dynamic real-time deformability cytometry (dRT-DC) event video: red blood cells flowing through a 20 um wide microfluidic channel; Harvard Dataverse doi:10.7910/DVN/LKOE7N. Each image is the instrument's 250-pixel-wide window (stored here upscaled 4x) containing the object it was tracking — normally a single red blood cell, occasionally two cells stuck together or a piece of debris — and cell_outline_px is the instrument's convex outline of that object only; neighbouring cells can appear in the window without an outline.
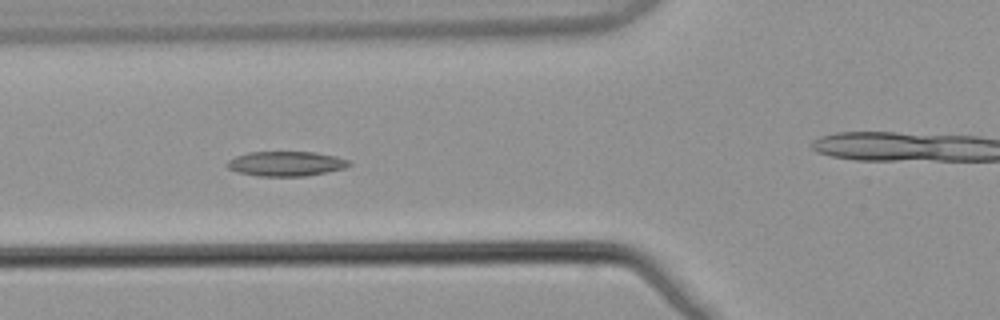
{"species": "common noctule bat (a hibernating species)", "species_latin": "Nyctalus noctula", "temperature_condition": "warm", "stored_images_in_passage": 36, "camera_frame_rate_fps": 3000, "um_per_image_px": 0.085, "animal": {"sex": "male", "body_mass_g": 21.5, "forearm_length_mm": 52.0}, "frame": {"image": 1, "passage_image": 22, "time_ms": 7.0, "image_size_px": [1000, 320], "cell_outline_px": [[352, 164], [344, 168], [308, 176], [256, 176], [240, 172], [228, 168], [224, 164], [228, 160], [236, 156], [248, 152], [312, 152], [336, 156], [348, 160]], "centroid_in_image_um": [24.29, 13.91], "position_along_channel_um": 101.5, "area_um2": 17.57}}
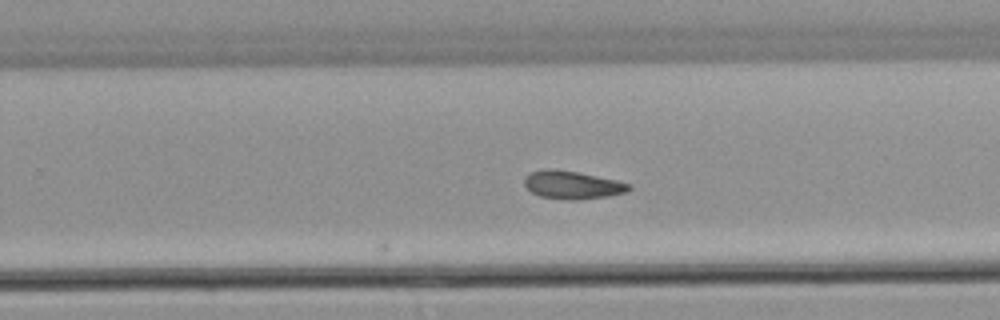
{"frame": {"image": 2, "passage_image": 36, "time_ms": 11.667, "image_size_px": [1000, 320], "cell_outline_px": [[632, 188], [628, 192], [608, 196], [580, 200], [568, 200], [540, 196], [532, 192], [524, 184], [524, 176], [528, 172], [544, 168], [552, 168], [576, 172], [616, 180], [632, 184]], "centroid_in_image_um": [48.64, 15.71], "position_along_channel_um": 281.2, "area_um2": 17.28}}